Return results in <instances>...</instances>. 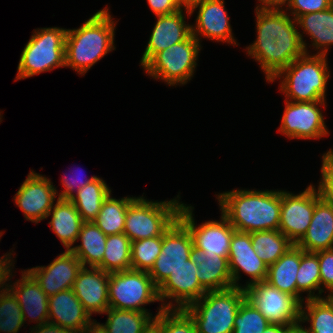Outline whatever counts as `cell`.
I'll list each match as a JSON object with an SVG mask.
<instances>
[{
	"label": "cell",
	"mask_w": 333,
	"mask_h": 333,
	"mask_svg": "<svg viewBox=\"0 0 333 333\" xmlns=\"http://www.w3.org/2000/svg\"><path fill=\"white\" fill-rule=\"evenodd\" d=\"M245 298V289L237 287L207 291L184 310L194 320L197 333H233L236 314Z\"/></svg>",
	"instance_id": "5"
},
{
	"label": "cell",
	"mask_w": 333,
	"mask_h": 333,
	"mask_svg": "<svg viewBox=\"0 0 333 333\" xmlns=\"http://www.w3.org/2000/svg\"><path fill=\"white\" fill-rule=\"evenodd\" d=\"M202 45L192 34L184 41L155 54L142 68L155 80L183 86L194 77Z\"/></svg>",
	"instance_id": "8"
},
{
	"label": "cell",
	"mask_w": 333,
	"mask_h": 333,
	"mask_svg": "<svg viewBox=\"0 0 333 333\" xmlns=\"http://www.w3.org/2000/svg\"><path fill=\"white\" fill-rule=\"evenodd\" d=\"M256 39L246 47L269 81L305 53L296 20L285 9L255 7Z\"/></svg>",
	"instance_id": "1"
},
{
	"label": "cell",
	"mask_w": 333,
	"mask_h": 333,
	"mask_svg": "<svg viewBox=\"0 0 333 333\" xmlns=\"http://www.w3.org/2000/svg\"><path fill=\"white\" fill-rule=\"evenodd\" d=\"M82 333H108L102 324L93 319L90 325Z\"/></svg>",
	"instance_id": "49"
},
{
	"label": "cell",
	"mask_w": 333,
	"mask_h": 333,
	"mask_svg": "<svg viewBox=\"0 0 333 333\" xmlns=\"http://www.w3.org/2000/svg\"><path fill=\"white\" fill-rule=\"evenodd\" d=\"M198 10L192 27V35L201 44V38L239 46L230 24V18L225 8L224 0H204L194 4L190 9L192 15Z\"/></svg>",
	"instance_id": "17"
},
{
	"label": "cell",
	"mask_w": 333,
	"mask_h": 333,
	"mask_svg": "<svg viewBox=\"0 0 333 333\" xmlns=\"http://www.w3.org/2000/svg\"><path fill=\"white\" fill-rule=\"evenodd\" d=\"M216 198L235 230H279L281 190L233 189L216 194Z\"/></svg>",
	"instance_id": "2"
},
{
	"label": "cell",
	"mask_w": 333,
	"mask_h": 333,
	"mask_svg": "<svg viewBox=\"0 0 333 333\" xmlns=\"http://www.w3.org/2000/svg\"><path fill=\"white\" fill-rule=\"evenodd\" d=\"M108 297L109 308L139 312H150L144 306L160 302L158 288L149 273L134 269L110 273Z\"/></svg>",
	"instance_id": "9"
},
{
	"label": "cell",
	"mask_w": 333,
	"mask_h": 333,
	"mask_svg": "<svg viewBox=\"0 0 333 333\" xmlns=\"http://www.w3.org/2000/svg\"><path fill=\"white\" fill-rule=\"evenodd\" d=\"M111 192L105 180L97 177L80 188L69 200L74 204L84 222H93Z\"/></svg>",
	"instance_id": "31"
},
{
	"label": "cell",
	"mask_w": 333,
	"mask_h": 333,
	"mask_svg": "<svg viewBox=\"0 0 333 333\" xmlns=\"http://www.w3.org/2000/svg\"><path fill=\"white\" fill-rule=\"evenodd\" d=\"M71 176H69L67 173H64L61 179V185L64 190H62L60 193H57L59 199H70L71 196L75 194L80 188L84 187L86 184L92 182L98 177L93 175L90 178H85L82 175L80 176V172H75L74 174L72 173Z\"/></svg>",
	"instance_id": "44"
},
{
	"label": "cell",
	"mask_w": 333,
	"mask_h": 333,
	"mask_svg": "<svg viewBox=\"0 0 333 333\" xmlns=\"http://www.w3.org/2000/svg\"><path fill=\"white\" fill-rule=\"evenodd\" d=\"M196 276L200 284L207 291L224 290L233 287V281L229 270V262L226 257L219 255H197Z\"/></svg>",
	"instance_id": "29"
},
{
	"label": "cell",
	"mask_w": 333,
	"mask_h": 333,
	"mask_svg": "<svg viewBox=\"0 0 333 333\" xmlns=\"http://www.w3.org/2000/svg\"><path fill=\"white\" fill-rule=\"evenodd\" d=\"M256 7L258 8H273V9H284L289 0H258Z\"/></svg>",
	"instance_id": "48"
},
{
	"label": "cell",
	"mask_w": 333,
	"mask_h": 333,
	"mask_svg": "<svg viewBox=\"0 0 333 333\" xmlns=\"http://www.w3.org/2000/svg\"><path fill=\"white\" fill-rule=\"evenodd\" d=\"M157 309L153 316L152 312L109 308L104 312L107 314V321L101 324L108 333H146L163 307L160 305Z\"/></svg>",
	"instance_id": "30"
},
{
	"label": "cell",
	"mask_w": 333,
	"mask_h": 333,
	"mask_svg": "<svg viewBox=\"0 0 333 333\" xmlns=\"http://www.w3.org/2000/svg\"><path fill=\"white\" fill-rule=\"evenodd\" d=\"M333 149L322 155L321 180L317 189L320 196L333 204Z\"/></svg>",
	"instance_id": "41"
},
{
	"label": "cell",
	"mask_w": 333,
	"mask_h": 333,
	"mask_svg": "<svg viewBox=\"0 0 333 333\" xmlns=\"http://www.w3.org/2000/svg\"><path fill=\"white\" fill-rule=\"evenodd\" d=\"M325 297L333 304V293L327 294Z\"/></svg>",
	"instance_id": "53"
},
{
	"label": "cell",
	"mask_w": 333,
	"mask_h": 333,
	"mask_svg": "<svg viewBox=\"0 0 333 333\" xmlns=\"http://www.w3.org/2000/svg\"><path fill=\"white\" fill-rule=\"evenodd\" d=\"M109 7L94 13L79 28L67 29L65 39V67L84 75L115 47V21Z\"/></svg>",
	"instance_id": "3"
},
{
	"label": "cell",
	"mask_w": 333,
	"mask_h": 333,
	"mask_svg": "<svg viewBox=\"0 0 333 333\" xmlns=\"http://www.w3.org/2000/svg\"><path fill=\"white\" fill-rule=\"evenodd\" d=\"M14 255L15 253L13 254L12 252H7L0 257V293L4 292L8 288V282H11V279L13 278L12 270L15 264L13 259Z\"/></svg>",
	"instance_id": "45"
},
{
	"label": "cell",
	"mask_w": 333,
	"mask_h": 333,
	"mask_svg": "<svg viewBox=\"0 0 333 333\" xmlns=\"http://www.w3.org/2000/svg\"><path fill=\"white\" fill-rule=\"evenodd\" d=\"M81 268L80 260L71 251L65 250L47 266H35L26 271L46 295L51 297L58 292L72 289Z\"/></svg>",
	"instance_id": "19"
},
{
	"label": "cell",
	"mask_w": 333,
	"mask_h": 333,
	"mask_svg": "<svg viewBox=\"0 0 333 333\" xmlns=\"http://www.w3.org/2000/svg\"><path fill=\"white\" fill-rule=\"evenodd\" d=\"M193 240L187 226L177 218L163 233L161 253L148 272L159 288L170 276L194 255Z\"/></svg>",
	"instance_id": "12"
},
{
	"label": "cell",
	"mask_w": 333,
	"mask_h": 333,
	"mask_svg": "<svg viewBox=\"0 0 333 333\" xmlns=\"http://www.w3.org/2000/svg\"><path fill=\"white\" fill-rule=\"evenodd\" d=\"M318 255L321 278V295L333 293V248L315 252ZM326 288V289H325Z\"/></svg>",
	"instance_id": "43"
},
{
	"label": "cell",
	"mask_w": 333,
	"mask_h": 333,
	"mask_svg": "<svg viewBox=\"0 0 333 333\" xmlns=\"http://www.w3.org/2000/svg\"><path fill=\"white\" fill-rule=\"evenodd\" d=\"M162 236L131 242V269L149 272L161 253Z\"/></svg>",
	"instance_id": "38"
},
{
	"label": "cell",
	"mask_w": 333,
	"mask_h": 333,
	"mask_svg": "<svg viewBox=\"0 0 333 333\" xmlns=\"http://www.w3.org/2000/svg\"><path fill=\"white\" fill-rule=\"evenodd\" d=\"M304 252L333 248V204L320 196L315 185V207L307 232L296 244Z\"/></svg>",
	"instance_id": "22"
},
{
	"label": "cell",
	"mask_w": 333,
	"mask_h": 333,
	"mask_svg": "<svg viewBox=\"0 0 333 333\" xmlns=\"http://www.w3.org/2000/svg\"><path fill=\"white\" fill-rule=\"evenodd\" d=\"M197 272L196 254L171 272L158 288V297L163 309H184L206 294L207 290L200 284Z\"/></svg>",
	"instance_id": "14"
},
{
	"label": "cell",
	"mask_w": 333,
	"mask_h": 333,
	"mask_svg": "<svg viewBox=\"0 0 333 333\" xmlns=\"http://www.w3.org/2000/svg\"><path fill=\"white\" fill-rule=\"evenodd\" d=\"M111 194L103 202L96 219L93 221L107 236L124 233L127 208L136 198L126 196L116 199Z\"/></svg>",
	"instance_id": "33"
},
{
	"label": "cell",
	"mask_w": 333,
	"mask_h": 333,
	"mask_svg": "<svg viewBox=\"0 0 333 333\" xmlns=\"http://www.w3.org/2000/svg\"><path fill=\"white\" fill-rule=\"evenodd\" d=\"M155 16L172 14L182 9L178 0H147Z\"/></svg>",
	"instance_id": "46"
},
{
	"label": "cell",
	"mask_w": 333,
	"mask_h": 333,
	"mask_svg": "<svg viewBox=\"0 0 333 333\" xmlns=\"http://www.w3.org/2000/svg\"><path fill=\"white\" fill-rule=\"evenodd\" d=\"M301 321L288 326L285 330V333H310L309 330L303 325H301Z\"/></svg>",
	"instance_id": "50"
},
{
	"label": "cell",
	"mask_w": 333,
	"mask_h": 333,
	"mask_svg": "<svg viewBox=\"0 0 333 333\" xmlns=\"http://www.w3.org/2000/svg\"><path fill=\"white\" fill-rule=\"evenodd\" d=\"M20 273L21 278L12 284L8 282V288L18 300L24 323L29 318V322H35L36 326L42 325L48 322L49 297L26 269Z\"/></svg>",
	"instance_id": "23"
},
{
	"label": "cell",
	"mask_w": 333,
	"mask_h": 333,
	"mask_svg": "<svg viewBox=\"0 0 333 333\" xmlns=\"http://www.w3.org/2000/svg\"><path fill=\"white\" fill-rule=\"evenodd\" d=\"M23 325L24 319L18 300L7 288L0 293V333H18Z\"/></svg>",
	"instance_id": "39"
},
{
	"label": "cell",
	"mask_w": 333,
	"mask_h": 333,
	"mask_svg": "<svg viewBox=\"0 0 333 333\" xmlns=\"http://www.w3.org/2000/svg\"><path fill=\"white\" fill-rule=\"evenodd\" d=\"M194 207L182 203L178 218L190 231L194 253L197 255H219L228 259L230 243L235 229L226 216L221 212L220 221L208 220L197 226L195 223Z\"/></svg>",
	"instance_id": "10"
},
{
	"label": "cell",
	"mask_w": 333,
	"mask_h": 333,
	"mask_svg": "<svg viewBox=\"0 0 333 333\" xmlns=\"http://www.w3.org/2000/svg\"><path fill=\"white\" fill-rule=\"evenodd\" d=\"M48 322L82 333L93 321L73 289L56 293L48 299Z\"/></svg>",
	"instance_id": "24"
},
{
	"label": "cell",
	"mask_w": 333,
	"mask_h": 333,
	"mask_svg": "<svg viewBox=\"0 0 333 333\" xmlns=\"http://www.w3.org/2000/svg\"><path fill=\"white\" fill-rule=\"evenodd\" d=\"M186 14L192 16L187 8H182L172 14L156 16V23L140 60L141 67L155 54L168 49L175 43L186 40L192 34L191 25L185 21Z\"/></svg>",
	"instance_id": "20"
},
{
	"label": "cell",
	"mask_w": 333,
	"mask_h": 333,
	"mask_svg": "<svg viewBox=\"0 0 333 333\" xmlns=\"http://www.w3.org/2000/svg\"><path fill=\"white\" fill-rule=\"evenodd\" d=\"M305 322L310 333H333V304L326 297L306 299L301 305L302 325Z\"/></svg>",
	"instance_id": "36"
},
{
	"label": "cell",
	"mask_w": 333,
	"mask_h": 333,
	"mask_svg": "<svg viewBox=\"0 0 333 333\" xmlns=\"http://www.w3.org/2000/svg\"><path fill=\"white\" fill-rule=\"evenodd\" d=\"M67 29L37 28L20 55L15 81L65 67Z\"/></svg>",
	"instance_id": "6"
},
{
	"label": "cell",
	"mask_w": 333,
	"mask_h": 333,
	"mask_svg": "<svg viewBox=\"0 0 333 333\" xmlns=\"http://www.w3.org/2000/svg\"><path fill=\"white\" fill-rule=\"evenodd\" d=\"M297 299L303 303L306 299L324 298L321 296V278L318 255L315 252H304L300 248V267L297 271ZM318 293L316 294L315 292ZM307 292V297L302 296Z\"/></svg>",
	"instance_id": "32"
},
{
	"label": "cell",
	"mask_w": 333,
	"mask_h": 333,
	"mask_svg": "<svg viewBox=\"0 0 333 333\" xmlns=\"http://www.w3.org/2000/svg\"><path fill=\"white\" fill-rule=\"evenodd\" d=\"M182 8L190 9L194 4L204 0H178Z\"/></svg>",
	"instance_id": "52"
},
{
	"label": "cell",
	"mask_w": 333,
	"mask_h": 333,
	"mask_svg": "<svg viewBox=\"0 0 333 333\" xmlns=\"http://www.w3.org/2000/svg\"><path fill=\"white\" fill-rule=\"evenodd\" d=\"M57 193L50 178L30 170L13 199L25 219L37 224L47 218L54 201L58 200Z\"/></svg>",
	"instance_id": "16"
},
{
	"label": "cell",
	"mask_w": 333,
	"mask_h": 333,
	"mask_svg": "<svg viewBox=\"0 0 333 333\" xmlns=\"http://www.w3.org/2000/svg\"><path fill=\"white\" fill-rule=\"evenodd\" d=\"M315 207V185L298 194L281 190L279 231L296 245L307 232Z\"/></svg>",
	"instance_id": "15"
},
{
	"label": "cell",
	"mask_w": 333,
	"mask_h": 333,
	"mask_svg": "<svg viewBox=\"0 0 333 333\" xmlns=\"http://www.w3.org/2000/svg\"><path fill=\"white\" fill-rule=\"evenodd\" d=\"M257 256L269 267L294 244L279 230H263L250 233Z\"/></svg>",
	"instance_id": "34"
},
{
	"label": "cell",
	"mask_w": 333,
	"mask_h": 333,
	"mask_svg": "<svg viewBox=\"0 0 333 333\" xmlns=\"http://www.w3.org/2000/svg\"><path fill=\"white\" fill-rule=\"evenodd\" d=\"M300 267V247L293 245L267 270L265 281L282 292L297 298V271Z\"/></svg>",
	"instance_id": "27"
},
{
	"label": "cell",
	"mask_w": 333,
	"mask_h": 333,
	"mask_svg": "<svg viewBox=\"0 0 333 333\" xmlns=\"http://www.w3.org/2000/svg\"><path fill=\"white\" fill-rule=\"evenodd\" d=\"M287 326L279 324H269L264 333H285Z\"/></svg>",
	"instance_id": "51"
},
{
	"label": "cell",
	"mask_w": 333,
	"mask_h": 333,
	"mask_svg": "<svg viewBox=\"0 0 333 333\" xmlns=\"http://www.w3.org/2000/svg\"><path fill=\"white\" fill-rule=\"evenodd\" d=\"M269 324L260 311L245 298L236 314L233 333H264Z\"/></svg>",
	"instance_id": "40"
},
{
	"label": "cell",
	"mask_w": 333,
	"mask_h": 333,
	"mask_svg": "<svg viewBox=\"0 0 333 333\" xmlns=\"http://www.w3.org/2000/svg\"><path fill=\"white\" fill-rule=\"evenodd\" d=\"M250 301L270 324L291 326L301 321L302 303L288 293L275 288L267 281L245 288Z\"/></svg>",
	"instance_id": "11"
},
{
	"label": "cell",
	"mask_w": 333,
	"mask_h": 333,
	"mask_svg": "<svg viewBox=\"0 0 333 333\" xmlns=\"http://www.w3.org/2000/svg\"><path fill=\"white\" fill-rule=\"evenodd\" d=\"M49 216L51 217L49 222L51 230L56 234L66 250L70 251L77 242L78 234L84 223L81 215L69 199L58 198L46 219Z\"/></svg>",
	"instance_id": "26"
},
{
	"label": "cell",
	"mask_w": 333,
	"mask_h": 333,
	"mask_svg": "<svg viewBox=\"0 0 333 333\" xmlns=\"http://www.w3.org/2000/svg\"><path fill=\"white\" fill-rule=\"evenodd\" d=\"M228 262L233 287L245 289L254 283L266 279L268 267L264 261L257 256L252 246L250 233L237 230L233 232ZM241 271L250 277L244 285L239 284Z\"/></svg>",
	"instance_id": "18"
},
{
	"label": "cell",
	"mask_w": 333,
	"mask_h": 333,
	"mask_svg": "<svg viewBox=\"0 0 333 333\" xmlns=\"http://www.w3.org/2000/svg\"><path fill=\"white\" fill-rule=\"evenodd\" d=\"M1 114L2 112L0 111V123L2 122V117H3Z\"/></svg>",
	"instance_id": "55"
},
{
	"label": "cell",
	"mask_w": 333,
	"mask_h": 333,
	"mask_svg": "<svg viewBox=\"0 0 333 333\" xmlns=\"http://www.w3.org/2000/svg\"><path fill=\"white\" fill-rule=\"evenodd\" d=\"M181 196L152 201L145 197H136L128 206L124 225V234L132 241L163 236V233L178 218L182 202Z\"/></svg>",
	"instance_id": "7"
},
{
	"label": "cell",
	"mask_w": 333,
	"mask_h": 333,
	"mask_svg": "<svg viewBox=\"0 0 333 333\" xmlns=\"http://www.w3.org/2000/svg\"><path fill=\"white\" fill-rule=\"evenodd\" d=\"M146 333H157L152 327Z\"/></svg>",
	"instance_id": "54"
},
{
	"label": "cell",
	"mask_w": 333,
	"mask_h": 333,
	"mask_svg": "<svg viewBox=\"0 0 333 333\" xmlns=\"http://www.w3.org/2000/svg\"><path fill=\"white\" fill-rule=\"evenodd\" d=\"M109 278L108 272L97 267L82 266L78 272L72 289L91 317L109 309Z\"/></svg>",
	"instance_id": "21"
},
{
	"label": "cell",
	"mask_w": 333,
	"mask_h": 333,
	"mask_svg": "<svg viewBox=\"0 0 333 333\" xmlns=\"http://www.w3.org/2000/svg\"><path fill=\"white\" fill-rule=\"evenodd\" d=\"M30 333H76L73 330H69L58 326L56 324L46 322L39 326L30 327Z\"/></svg>",
	"instance_id": "47"
},
{
	"label": "cell",
	"mask_w": 333,
	"mask_h": 333,
	"mask_svg": "<svg viewBox=\"0 0 333 333\" xmlns=\"http://www.w3.org/2000/svg\"><path fill=\"white\" fill-rule=\"evenodd\" d=\"M320 106V107H319ZM326 101L292 102L285 100V109L278 132L289 139L317 140L330 133L323 110Z\"/></svg>",
	"instance_id": "13"
},
{
	"label": "cell",
	"mask_w": 333,
	"mask_h": 333,
	"mask_svg": "<svg viewBox=\"0 0 333 333\" xmlns=\"http://www.w3.org/2000/svg\"><path fill=\"white\" fill-rule=\"evenodd\" d=\"M298 33L302 40L305 53H309L308 44L304 40V33L311 39L310 46L317 52L318 55H326L328 50L333 45V6L318 12H312L301 15L296 19ZM303 30L300 31L301 29ZM302 32V33H300Z\"/></svg>",
	"instance_id": "25"
},
{
	"label": "cell",
	"mask_w": 333,
	"mask_h": 333,
	"mask_svg": "<svg viewBox=\"0 0 333 333\" xmlns=\"http://www.w3.org/2000/svg\"><path fill=\"white\" fill-rule=\"evenodd\" d=\"M326 55L304 53L269 82L280 80V92L292 102L325 101L330 67Z\"/></svg>",
	"instance_id": "4"
},
{
	"label": "cell",
	"mask_w": 333,
	"mask_h": 333,
	"mask_svg": "<svg viewBox=\"0 0 333 333\" xmlns=\"http://www.w3.org/2000/svg\"><path fill=\"white\" fill-rule=\"evenodd\" d=\"M331 6L333 0H289L284 9L296 19L304 14L329 9Z\"/></svg>",
	"instance_id": "42"
},
{
	"label": "cell",
	"mask_w": 333,
	"mask_h": 333,
	"mask_svg": "<svg viewBox=\"0 0 333 333\" xmlns=\"http://www.w3.org/2000/svg\"><path fill=\"white\" fill-rule=\"evenodd\" d=\"M107 235L94 222H84L78 234L77 242L71 252L80 260L84 267H99L105 252ZM79 239V240H78Z\"/></svg>",
	"instance_id": "28"
},
{
	"label": "cell",
	"mask_w": 333,
	"mask_h": 333,
	"mask_svg": "<svg viewBox=\"0 0 333 333\" xmlns=\"http://www.w3.org/2000/svg\"><path fill=\"white\" fill-rule=\"evenodd\" d=\"M157 333H197L194 320L184 309H163L154 318Z\"/></svg>",
	"instance_id": "37"
},
{
	"label": "cell",
	"mask_w": 333,
	"mask_h": 333,
	"mask_svg": "<svg viewBox=\"0 0 333 333\" xmlns=\"http://www.w3.org/2000/svg\"><path fill=\"white\" fill-rule=\"evenodd\" d=\"M98 268L109 274L131 269V240L124 233L107 236L102 264Z\"/></svg>",
	"instance_id": "35"
}]
</instances>
